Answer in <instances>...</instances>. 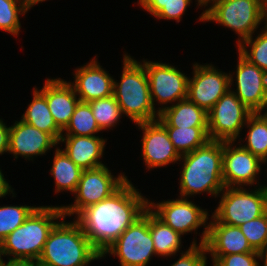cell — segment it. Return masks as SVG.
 I'll return each mask as SVG.
<instances>
[{
    "mask_svg": "<svg viewBox=\"0 0 267 266\" xmlns=\"http://www.w3.org/2000/svg\"><path fill=\"white\" fill-rule=\"evenodd\" d=\"M47 0H30L31 5L34 7L35 5H38L39 3L45 2Z\"/></svg>",
    "mask_w": 267,
    "mask_h": 266,
    "instance_id": "f6af8a7d",
    "label": "cell"
},
{
    "mask_svg": "<svg viewBox=\"0 0 267 266\" xmlns=\"http://www.w3.org/2000/svg\"><path fill=\"white\" fill-rule=\"evenodd\" d=\"M260 158L245 150L238 142H223V183L225 187H258L260 184L259 174L262 175ZM258 178V179H257ZM257 184V185H256Z\"/></svg>",
    "mask_w": 267,
    "mask_h": 266,
    "instance_id": "4fadbf2b",
    "label": "cell"
},
{
    "mask_svg": "<svg viewBox=\"0 0 267 266\" xmlns=\"http://www.w3.org/2000/svg\"><path fill=\"white\" fill-rule=\"evenodd\" d=\"M148 208L165 224L181 236L192 232L198 234V229L203 227L199 244H205L208 236L210 214L207 209L196 205L189 198L177 197L166 201L154 202L148 200Z\"/></svg>",
    "mask_w": 267,
    "mask_h": 266,
    "instance_id": "30bf717a",
    "label": "cell"
},
{
    "mask_svg": "<svg viewBox=\"0 0 267 266\" xmlns=\"http://www.w3.org/2000/svg\"><path fill=\"white\" fill-rule=\"evenodd\" d=\"M0 118V155L8 153L10 126ZM9 126V127H8Z\"/></svg>",
    "mask_w": 267,
    "mask_h": 266,
    "instance_id": "8d00e7d4",
    "label": "cell"
},
{
    "mask_svg": "<svg viewBox=\"0 0 267 266\" xmlns=\"http://www.w3.org/2000/svg\"><path fill=\"white\" fill-rule=\"evenodd\" d=\"M243 128H247L244 129L247 131L245 138L241 136L236 142L267 163V120L259 112H255L249 116Z\"/></svg>",
    "mask_w": 267,
    "mask_h": 266,
    "instance_id": "484cf974",
    "label": "cell"
},
{
    "mask_svg": "<svg viewBox=\"0 0 267 266\" xmlns=\"http://www.w3.org/2000/svg\"><path fill=\"white\" fill-rule=\"evenodd\" d=\"M63 217L50 231L38 264L43 266H89L101 259L81 226ZM67 221V222H66Z\"/></svg>",
    "mask_w": 267,
    "mask_h": 266,
    "instance_id": "5b68a950",
    "label": "cell"
},
{
    "mask_svg": "<svg viewBox=\"0 0 267 266\" xmlns=\"http://www.w3.org/2000/svg\"><path fill=\"white\" fill-rule=\"evenodd\" d=\"M107 138L102 136L62 135L58 142L64 144L62 149L66 155L82 170L95 169L105 165L102 159L105 155Z\"/></svg>",
    "mask_w": 267,
    "mask_h": 266,
    "instance_id": "44dd1931",
    "label": "cell"
},
{
    "mask_svg": "<svg viewBox=\"0 0 267 266\" xmlns=\"http://www.w3.org/2000/svg\"><path fill=\"white\" fill-rule=\"evenodd\" d=\"M57 146L58 142L50 134L21 119L10 126L8 154H13L15 161L19 157L34 161L37 156H44Z\"/></svg>",
    "mask_w": 267,
    "mask_h": 266,
    "instance_id": "e0dca14e",
    "label": "cell"
},
{
    "mask_svg": "<svg viewBox=\"0 0 267 266\" xmlns=\"http://www.w3.org/2000/svg\"><path fill=\"white\" fill-rule=\"evenodd\" d=\"M149 229L157 258H174L175 255L178 256L177 253L183 252V236L160 220L150 209Z\"/></svg>",
    "mask_w": 267,
    "mask_h": 266,
    "instance_id": "603a6c76",
    "label": "cell"
},
{
    "mask_svg": "<svg viewBox=\"0 0 267 266\" xmlns=\"http://www.w3.org/2000/svg\"><path fill=\"white\" fill-rule=\"evenodd\" d=\"M36 207V205L12 204L0 206V243L17 227L22 225Z\"/></svg>",
    "mask_w": 267,
    "mask_h": 266,
    "instance_id": "1f68e13d",
    "label": "cell"
},
{
    "mask_svg": "<svg viewBox=\"0 0 267 266\" xmlns=\"http://www.w3.org/2000/svg\"><path fill=\"white\" fill-rule=\"evenodd\" d=\"M47 100L56 125L63 131L69 124L79 97L73 86L62 78H47L43 87L37 88Z\"/></svg>",
    "mask_w": 267,
    "mask_h": 266,
    "instance_id": "d6986e66",
    "label": "cell"
},
{
    "mask_svg": "<svg viewBox=\"0 0 267 266\" xmlns=\"http://www.w3.org/2000/svg\"><path fill=\"white\" fill-rule=\"evenodd\" d=\"M122 65L120 80L113 78V96L123 116L128 117L135 125L156 120L159 112L151 101L144 64L126 52L123 54Z\"/></svg>",
    "mask_w": 267,
    "mask_h": 266,
    "instance_id": "3957f363",
    "label": "cell"
},
{
    "mask_svg": "<svg viewBox=\"0 0 267 266\" xmlns=\"http://www.w3.org/2000/svg\"><path fill=\"white\" fill-rule=\"evenodd\" d=\"M7 262L3 260L1 266H38V261L31 259H10L6 258Z\"/></svg>",
    "mask_w": 267,
    "mask_h": 266,
    "instance_id": "ab89813d",
    "label": "cell"
},
{
    "mask_svg": "<svg viewBox=\"0 0 267 266\" xmlns=\"http://www.w3.org/2000/svg\"><path fill=\"white\" fill-rule=\"evenodd\" d=\"M260 1L265 14L267 15V0H260Z\"/></svg>",
    "mask_w": 267,
    "mask_h": 266,
    "instance_id": "ee69618b",
    "label": "cell"
},
{
    "mask_svg": "<svg viewBox=\"0 0 267 266\" xmlns=\"http://www.w3.org/2000/svg\"><path fill=\"white\" fill-rule=\"evenodd\" d=\"M237 53L236 70L229 71L230 90L250 111L259 112L267 98V73Z\"/></svg>",
    "mask_w": 267,
    "mask_h": 266,
    "instance_id": "9a60e30c",
    "label": "cell"
},
{
    "mask_svg": "<svg viewBox=\"0 0 267 266\" xmlns=\"http://www.w3.org/2000/svg\"><path fill=\"white\" fill-rule=\"evenodd\" d=\"M199 16L201 22H215L238 35L236 44L251 37L267 23L260 0H213Z\"/></svg>",
    "mask_w": 267,
    "mask_h": 266,
    "instance_id": "8992f818",
    "label": "cell"
},
{
    "mask_svg": "<svg viewBox=\"0 0 267 266\" xmlns=\"http://www.w3.org/2000/svg\"><path fill=\"white\" fill-rule=\"evenodd\" d=\"M118 258L119 266H148L156 255L149 229V208L130 225L102 254Z\"/></svg>",
    "mask_w": 267,
    "mask_h": 266,
    "instance_id": "ba28073f",
    "label": "cell"
},
{
    "mask_svg": "<svg viewBox=\"0 0 267 266\" xmlns=\"http://www.w3.org/2000/svg\"><path fill=\"white\" fill-rule=\"evenodd\" d=\"M259 253V261L260 263L263 261L262 264H259L260 266H267V246L261 250Z\"/></svg>",
    "mask_w": 267,
    "mask_h": 266,
    "instance_id": "60d3db41",
    "label": "cell"
},
{
    "mask_svg": "<svg viewBox=\"0 0 267 266\" xmlns=\"http://www.w3.org/2000/svg\"><path fill=\"white\" fill-rule=\"evenodd\" d=\"M179 196L194 198L209 194L216 198L225 188L223 183V142L209 140L204 146L181 156L179 163Z\"/></svg>",
    "mask_w": 267,
    "mask_h": 266,
    "instance_id": "7a4b0ae2",
    "label": "cell"
},
{
    "mask_svg": "<svg viewBox=\"0 0 267 266\" xmlns=\"http://www.w3.org/2000/svg\"><path fill=\"white\" fill-rule=\"evenodd\" d=\"M259 113L267 120V98L264 102L262 109L259 111Z\"/></svg>",
    "mask_w": 267,
    "mask_h": 266,
    "instance_id": "7bdbcfd3",
    "label": "cell"
},
{
    "mask_svg": "<svg viewBox=\"0 0 267 266\" xmlns=\"http://www.w3.org/2000/svg\"><path fill=\"white\" fill-rule=\"evenodd\" d=\"M15 189L9 184V181L4 177L3 171L0 168V198L7 196L16 197ZM12 194V195H11Z\"/></svg>",
    "mask_w": 267,
    "mask_h": 266,
    "instance_id": "f35d334b",
    "label": "cell"
},
{
    "mask_svg": "<svg viewBox=\"0 0 267 266\" xmlns=\"http://www.w3.org/2000/svg\"><path fill=\"white\" fill-rule=\"evenodd\" d=\"M192 2V0H162L160 11L154 17L159 21L175 20L178 24Z\"/></svg>",
    "mask_w": 267,
    "mask_h": 266,
    "instance_id": "e575fe53",
    "label": "cell"
},
{
    "mask_svg": "<svg viewBox=\"0 0 267 266\" xmlns=\"http://www.w3.org/2000/svg\"><path fill=\"white\" fill-rule=\"evenodd\" d=\"M3 253H2V251H1V248H0V266L2 265V262H3Z\"/></svg>",
    "mask_w": 267,
    "mask_h": 266,
    "instance_id": "bcb514c9",
    "label": "cell"
},
{
    "mask_svg": "<svg viewBox=\"0 0 267 266\" xmlns=\"http://www.w3.org/2000/svg\"><path fill=\"white\" fill-rule=\"evenodd\" d=\"M251 189L225 187L217 196L220 199L212 216L220 223L240 226L263 215L267 211V185Z\"/></svg>",
    "mask_w": 267,
    "mask_h": 266,
    "instance_id": "52a82bcc",
    "label": "cell"
},
{
    "mask_svg": "<svg viewBox=\"0 0 267 266\" xmlns=\"http://www.w3.org/2000/svg\"><path fill=\"white\" fill-rule=\"evenodd\" d=\"M192 77L188 79L187 98L208 112L230 90L229 73L211 63L192 65Z\"/></svg>",
    "mask_w": 267,
    "mask_h": 266,
    "instance_id": "5bb4252c",
    "label": "cell"
},
{
    "mask_svg": "<svg viewBox=\"0 0 267 266\" xmlns=\"http://www.w3.org/2000/svg\"><path fill=\"white\" fill-rule=\"evenodd\" d=\"M78 66L73 72L74 81H68L82 102H90L113 95V76L100 65L97 58Z\"/></svg>",
    "mask_w": 267,
    "mask_h": 266,
    "instance_id": "ac0fdd59",
    "label": "cell"
},
{
    "mask_svg": "<svg viewBox=\"0 0 267 266\" xmlns=\"http://www.w3.org/2000/svg\"><path fill=\"white\" fill-rule=\"evenodd\" d=\"M165 128L169 139L180 156L193 152L210 140L208 137V127Z\"/></svg>",
    "mask_w": 267,
    "mask_h": 266,
    "instance_id": "4316f807",
    "label": "cell"
},
{
    "mask_svg": "<svg viewBox=\"0 0 267 266\" xmlns=\"http://www.w3.org/2000/svg\"><path fill=\"white\" fill-rule=\"evenodd\" d=\"M94 118L99 126V128L103 131L112 130L119 125L121 122V118L123 116L120 106L117 103L116 98L112 95L109 97L95 99L88 102Z\"/></svg>",
    "mask_w": 267,
    "mask_h": 266,
    "instance_id": "4dcf8cb0",
    "label": "cell"
},
{
    "mask_svg": "<svg viewBox=\"0 0 267 266\" xmlns=\"http://www.w3.org/2000/svg\"><path fill=\"white\" fill-rule=\"evenodd\" d=\"M148 198L127 180L110 197L83 209L75 218L102 254L148 208Z\"/></svg>",
    "mask_w": 267,
    "mask_h": 266,
    "instance_id": "6da1fadb",
    "label": "cell"
},
{
    "mask_svg": "<svg viewBox=\"0 0 267 266\" xmlns=\"http://www.w3.org/2000/svg\"><path fill=\"white\" fill-rule=\"evenodd\" d=\"M63 217L60 205L37 206L22 225L1 241L3 256L38 261L50 231Z\"/></svg>",
    "mask_w": 267,
    "mask_h": 266,
    "instance_id": "277c9868",
    "label": "cell"
},
{
    "mask_svg": "<svg viewBox=\"0 0 267 266\" xmlns=\"http://www.w3.org/2000/svg\"><path fill=\"white\" fill-rule=\"evenodd\" d=\"M162 0H138L139 8L145 10L148 14L155 16L160 11ZM141 6V7H140Z\"/></svg>",
    "mask_w": 267,
    "mask_h": 266,
    "instance_id": "74e56055",
    "label": "cell"
},
{
    "mask_svg": "<svg viewBox=\"0 0 267 266\" xmlns=\"http://www.w3.org/2000/svg\"><path fill=\"white\" fill-rule=\"evenodd\" d=\"M210 257H222L234 253L254 251L238 226L218 222L212 215L209 221L208 236L205 242Z\"/></svg>",
    "mask_w": 267,
    "mask_h": 266,
    "instance_id": "ffe728a7",
    "label": "cell"
},
{
    "mask_svg": "<svg viewBox=\"0 0 267 266\" xmlns=\"http://www.w3.org/2000/svg\"><path fill=\"white\" fill-rule=\"evenodd\" d=\"M258 30L261 31L254 34L257 36L243 40L236 48L245 59L267 73V23Z\"/></svg>",
    "mask_w": 267,
    "mask_h": 266,
    "instance_id": "f546056e",
    "label": "cell"
},
{
    "mask_svg": "<svg viewBox=\"0 0 267 266\" xmlns=\"http://www.w3.org/2000/svg\"><path fill=\"white\" fill-rule=\"evenodd\" d=\"M191 242L186 251L181 252L177 261L169 266H207V248L205 244H198L197 239Z\"/></svg>",
    "mask_w": 267,
    "mask_h": 266,
    "instance_id": "836d02e7",
    "label": "cell"
},
{
    "mask_svg": "<svg viewBox=\"0 0 267 266\" xmlns=\"http://www.w3.org/2000/svg\"><path fill=\"white\" fill-rule=\"evenodd\" d=\"M238 227L254 251L260 252L267 246V211Z\"/></svg>",
    "mask_w": 267,
    "mask_h": 266,
    "instance_id": "d6a6232c",
    "label": "cell"
},
{
    "mask_svg": "<svg viewBox=\"0 0 267 266\" xmlns=\"http://www.w3.org/2000/svg\"><path fill=\"white\" fill-rule=\"evenodd\" d=\"M54 150L53 163L49 170L55 182L54 192L59 194L61 192L68 193L69 191V193L73 194L76 191L83 170L66 155L62 147L58 146Z\"/></svg>",
    "mask_w": 267,
    "mask_h": 266,
    "instance_id": "d4e9b609",
    "label": "cell"
},
{
    "mask_svg": "<svg viewBox=\"0 0 267 266\" xmlns=\"http://www.w3.org/2000/svg\"><path fill=\"white\" fill-rule=\"evenodd\" d=\"M31 8L30 0H0V30L18 37L22 27L20 16L25 17Z\"/></svg>",
    "mask_w": 267,
    "mask_h": 266,
    "instance_id": "f1b7e54d",
    "label": "cell"
},
{
    "mask_svg": "<svg viewBox=\"0 0 267 266\" xmlns=\"http://www.w3.org/2000/svg\"><path fill=\"white\" fill-rule=\"evenodd\" d=\"M252 113L232 90H228L207 112L209 139L236 142L243 135V127Z\"/></svg>",
    "mask_w": 267,
    "mask_h": 266,
    "instance_id": "7c38bea8",
    "label": "cell"
},
{
    "mask_svg": "<svg viewBox=\"0 0 267 266\" xmlns=\"http://www.w3.org/2000/svg\"><path fill=\"white\" fill-rule=\"evenodd\" d=\"M101 131L89 103L79 101L62 135L96 136Z\"/></svg>",
    "mask_w": 267,
    "mask_h": 266,
    "instance_id": "83f0119b",
    "label": "cell"
},
{
    "mask_svg": "<svg viewBox=\"0 0 267 266\" xmlns=\"http://www.w3.org/2000/svg\"><path fill=\"white\" fill-rule=\"evenodd\" d=\"M213 0H195V3L197 6V8L199 9L200 7H202L201 9L203 10V8L207 7Z\"/></svg>",
    "mask_w": 267,
    "mask_h": 266,
    "instance_id": "b9f144b4",
    "label": "cell"
},
{
    "mask_svg": "<svg viewBox=\"0 0 267 266\" xmlns=\"http://www.w3.org/2000/svg\"><path fill=\"white\" fill-rule=\"evenodd\" d=\"M157 119L165 127H208L207 112L188 98L165 108Z\"/></svg>",
    "mask_w": 267,
    "mask_h": 266,
    "instance_id": "7402d4cb",
    "label": "cell"
},
{
    "mask_svg": "<svg viewBox=\"0 0 267 266\" xmlns=\"http://www.w3.org/2000/svg\"><path fill=\"white\" fill-rule=\"evenodd\" d=\"M125 172L113 175L106 165L83 170L76 191L73 193L74 201L68 205H61L64 217H76L83 209L88 206L110 197L127 180Z\"/></svg>",
    "mask_w": 267,
    "mask_h": 266,
    "instance_id": "9c48e42d",
    "label": "cell"
},
{
    "mask_svg": "<svg viewBox=\"0 0 267 266\" xmlns=\"http://www.w3.org/2000/svg\"><path fill=\"white\" fill-rule=\"evenodd\" d=\"M148 76L152 104L159 113L187 98L189 76L169 63L141 60ZM156 105L160 107H156Z\"/></svg>",
    "mask_w": 267,
    "mask_h": 266,
    "instance_id": "8fae6325",
    "label": "cell"
},
{
    "mask_svg": "<svg viewBox=\"0 0 267 266\" xmlns=\"http://www.w3.org/2000/svg\"><path fill=\"white\" fill-rule=\"evenodd\" d=\"M32 101L21 115V120L25 123L50 134L57 142L62 136V130L56 125L53 116L47 105L46 97L34 86L32 91Z\"/></svg>",
    "mask_w": 267,
    "mask_h": 266,
    "instance_id": "cb8c5ba5",
    "label": "cell"
},
{
    "mask_svg": "<svg viewBox=\"0 0 267 266\" xmlns=\"http://www.w3.org/2000/svg\"><path fill=\"white\" fill-rule=\"evenodd\" d=\"M212 266H260L259 253H234L222 257H211Z\"/></svg>",
    "mask_w": 267,
    "mask_h": 266,
    "instance_id": "d590c367",
    "label": "cell"
},
{
    "mask_svg": "<svg viewBox=\"0 0 267 266\" xmlns=\"http://www.w3.org/2000/svg\"><path fill=\"white\" fill-rule=\"evenodd\" d=\"M142 130L141 158L147 171L178 163L181 156L175 149L165 126L158 120L135 125Z\"/></svg>",
    "mask_w": 267,
    "mask_h": 266,
    "instance_id": "2e32d148",
    "label": "cell"
}]
</instances>
